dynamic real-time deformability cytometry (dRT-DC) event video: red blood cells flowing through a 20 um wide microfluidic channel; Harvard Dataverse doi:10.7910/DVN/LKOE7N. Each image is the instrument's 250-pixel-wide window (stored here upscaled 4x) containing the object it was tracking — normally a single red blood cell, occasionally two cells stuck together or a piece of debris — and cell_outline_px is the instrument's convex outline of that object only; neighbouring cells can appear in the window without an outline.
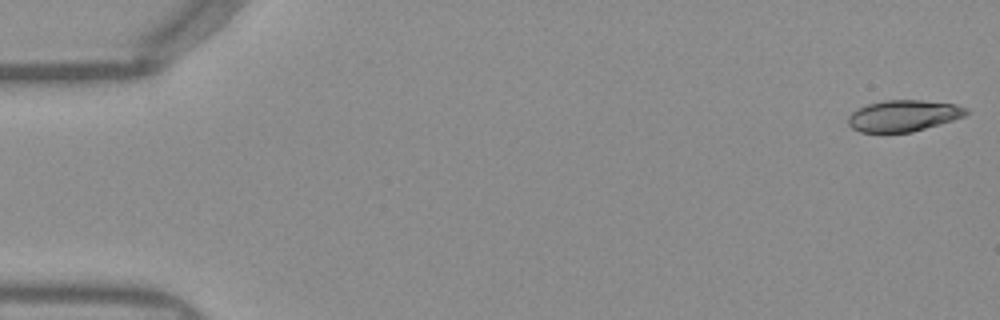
{"species": "Egyptian fruit bat (a non-hibernating species)", "species_latin": "Rousettus aegyptiacus", "temperature_condition": "warm", "stored_images_in_passage": 51, "camera_frame_rate_fps": 3000, "um_per_image_px": 0.085, "frame": {"image": 1, "passage_image": 1, "time_ms": 0.0, "image_size_px": [1000, 320], "cell_outline_px": [[972, 112], [964, 116], [940, 124], [912, 132], [860, 132], [852, 128], [848, 124], [848, 116], [856, 108], [868, 104], [888, 100], [924, 100], [956, 104], [968, 108]], "centroid_in_image_um": [76.82, 9.83], "position_along_channel_um": 8.2, "area_um2": 21.68}}
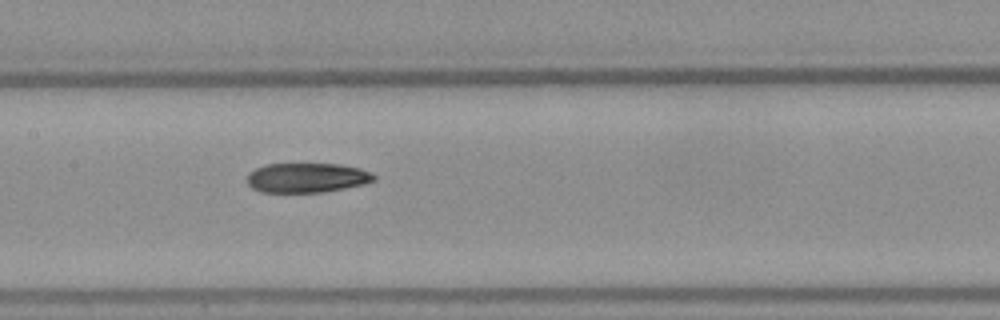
{"frame": {"image": 2, "passage_image": 25, "time_ms": 8.0, "image_size_px": [1000, 320], "cell_outline_px": [[376, 180], [364, 184], [324, 192], [260, 192], [252, 188], [248, 184], [248, 172], [256, 168], [268, 164], [340, 164], [360, 168], [376, 176]], "centroid_in_image_um": [26.08, 15.11], "position_along_channel_um": 181.3, "area_um2": 21.85}}
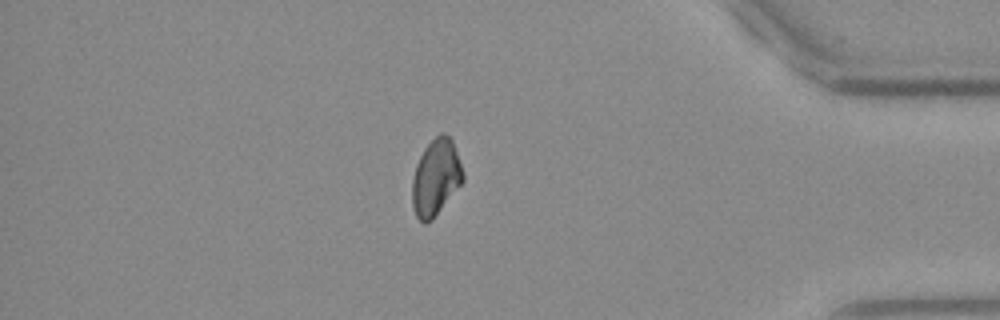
{"frame": {"image": 3, "passage_image": 44, "time_ms": 14.333, "image_size_px": [1000, 320], "cell_outline_px": [[464, 180], [432, 220], [424, 224], [416, 216], [412, 204], [412, 180], [416, 164], [424, 148], [440, 132], [444, 132], [452, 140], [464, 172]], "centroid_in_image_um": [37.04, 15.08], "position_along_channel_um": 398.2, "area_um2": 22.48}}